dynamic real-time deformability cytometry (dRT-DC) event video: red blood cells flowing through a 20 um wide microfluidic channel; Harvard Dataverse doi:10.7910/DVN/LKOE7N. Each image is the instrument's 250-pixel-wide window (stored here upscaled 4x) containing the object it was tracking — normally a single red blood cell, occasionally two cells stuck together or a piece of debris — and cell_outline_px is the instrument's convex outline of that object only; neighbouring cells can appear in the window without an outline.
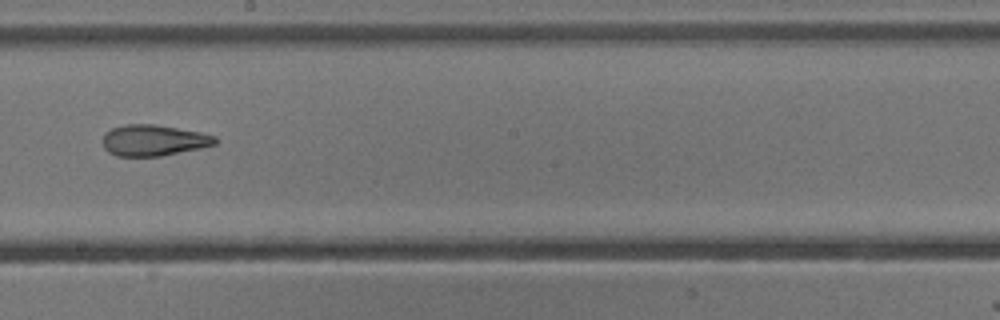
{"species": "common noctule bat (a hibernating species)", "species_latin": "Nyctalus noctula", "temperature_condition": "cold", "stored_images_in_passage": 15, "camera_frame_rate_fps": 3000, "um_per_image_px": 0.085, "animal": {"sex": "male", "body_mass_g": 13.3}, "frame": {"image": 1, "passage_image": 9, "time_ms": 2.667, "image_size_px": [1000, 320], "cell_outline_px": [[220, 140], [216, 144], [200, 148], [160, 156], [116, 156], [108, 152], [104, 148], [104, 132], [112, 128], [124, 124], [156, 124], [200, 132], [216, 136]], "centroid_in_image_um": [13.07, 11.92], "position_along_channel_um": 235.1, "area_um2": 20.46}}
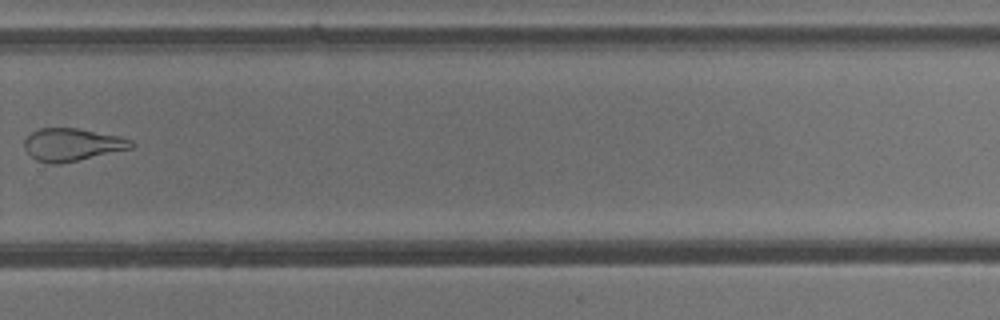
{"frame": {"image": 2, "passage_image": 11, "time_ms": 3.333, "image_size_px": [1000, 320], "cell_outline_px": [[136, 144], [132, 148], [60, 164], [48, 164], [36, 160], [24, 148], [24, 140], [32, 132], [40, 128], [76, 128], [116, 136], [132, 140]], "centroid_in_image_um": [6.11, 12.3], "position_along_channel_um": 323.7, "area_um2": 20.11}}